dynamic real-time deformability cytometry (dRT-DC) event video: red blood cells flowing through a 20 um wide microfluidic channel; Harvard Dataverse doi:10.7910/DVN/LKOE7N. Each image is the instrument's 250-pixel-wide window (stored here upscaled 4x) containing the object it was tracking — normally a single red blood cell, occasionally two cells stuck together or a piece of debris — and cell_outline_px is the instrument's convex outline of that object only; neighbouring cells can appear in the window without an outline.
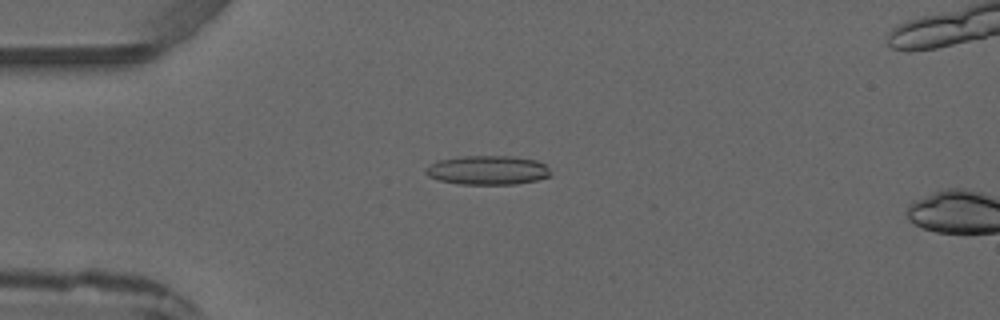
{"species": "common noctule bat (a hibernating species)", "species_latin": "Nyctalus noctula", "temperature_condition": "warm", "stored_images_in_passage": 4, "segment_of_instrument_passage": [1, 2], "camera_frame_rate_fps": 3000, "um_per_image_px": 0.085, "animal": {"sex": "male", "forearm_length_mm": 52.5}, "frame": {"image": 1, "passage_image": 3, "time_ms": 2.333, "image_size_px": [1000, 320], "cell_outline_px": [[552, 176], [536, 180], [516, 184], [460, 184], [436, 180], [428, 176], [424, 172], [424, 168], [440, 160], [460, 156], [512, 156], [536, 160], [544, 164], [548, 168]], "centroid_in_image_um": [41.44, 14.47], "position_along_channel_um": 43.6, "area_um2": 21.27}}